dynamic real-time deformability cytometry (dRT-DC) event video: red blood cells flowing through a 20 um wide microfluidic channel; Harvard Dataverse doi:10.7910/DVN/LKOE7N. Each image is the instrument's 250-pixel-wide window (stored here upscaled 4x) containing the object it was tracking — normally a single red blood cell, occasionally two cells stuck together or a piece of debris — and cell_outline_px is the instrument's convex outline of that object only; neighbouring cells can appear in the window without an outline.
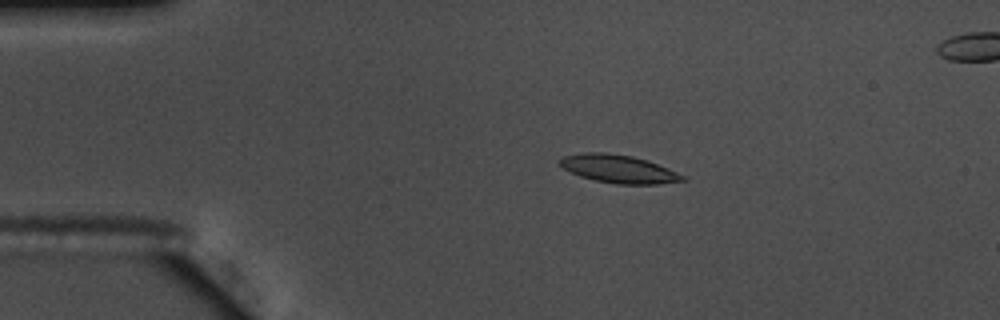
{"species": "common noctule bat (a hibernating species)", "species_latin": "Nyctalus noctula", "temperature_condition": "warm", "stored_images_in_passage": 56, "segment_of_instrument_passage": [1, 2], "camera_frame_rate_fps": 3000, "um_per_image_px": 0.085, "animal": {"sex": "male", "body_mass_g": 17.5, "forearm_length_mm": 52.3}, "frame": {"image": 1, "passage_image": 10, "time_ms": 3.0, "image_size_px": [1000, 320], "cell_outline_px": [[688, 180], [656, 184], [616, 184], [596, 180], [580, 176], [564, 168], [556, 160], [560, 156], [584, 152], [604, 152], [632, 156], [668, 168], [688, 176]], "centroid_in_image_um": [52.58, 14.35], "position_along_channel_um": 32.4, "area_um2": 20.11}}
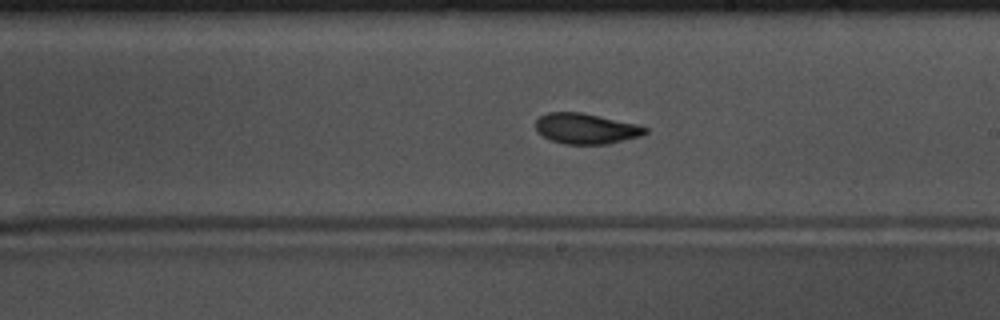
{"frame": {"image": 2, "passage_image": 31, "time_ms": 10.0, "image_size_px": [1000, 320], "cell_outline_px": [[648, 132], [640, 136], [608, 144], [564, 144], [552, 140], [536, 132], [536, 120], [540, 116], [548, 112], [584, 112], [640, 124], [648, 128]], "centroid_in_image_um": [49.84, 10.92], "position_along_channel_um": 239.2, "area_um2": 19.77}}
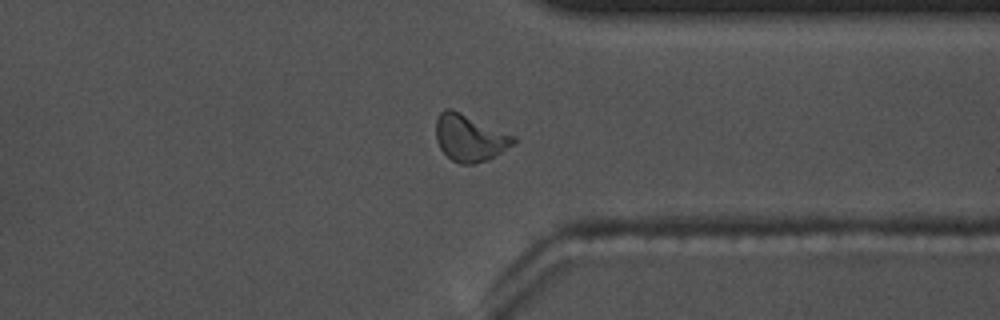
{"frame": {"image": 3, "passage_image": 42, "time_ms": 13.667, "image_size_px": [1000, 320], "cell_outline_px": [[516, 144], [488, 160], [476, 164], [460, 164], [452, 160], [440, 148], [436, 140], [436, 120], [440, 112], [444, 108], [452, 108], [516, 136]], "centroid_in_image_um": [39.94, 11.72], "position_along_channel_um": 371.5, "area_um2": 21.44}}